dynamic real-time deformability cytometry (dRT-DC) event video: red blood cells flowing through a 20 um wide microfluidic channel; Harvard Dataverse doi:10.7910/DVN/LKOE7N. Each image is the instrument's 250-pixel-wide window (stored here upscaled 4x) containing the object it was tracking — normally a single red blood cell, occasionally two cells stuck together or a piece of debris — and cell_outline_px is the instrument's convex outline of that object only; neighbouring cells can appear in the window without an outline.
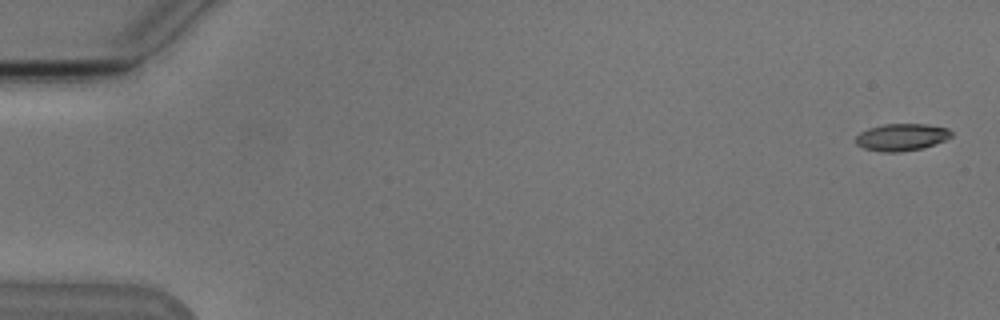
{"species": "Egyptian fruit bat (a non-hibernating species)", "species_latin": "Rousettus aegyptiacus", "temperature_condition": "cold", "stored_images_in_passage": 5, "camera_frame_rate_fps": 3000, "um_per_image_px": 0.085, "animal": {"sex": "male"}, "frame": {"image": 1, "passage_image": 1, "time_ms": 0.0, "image_size_px": [1000, 320], "cell_outline_px": [[952, 136], [944, 140], [920, 148], [900, 152], [884, 152], [864, 148], [856, 144], [856, 136], [860, 132], [868, 128], [884, 124], [928, 124], [948, 128], [952, 132]], "centroid_in_image_um": [76.62, 11.64], "position_along_channel_um": 8.4, "area_um2": 14.97}}